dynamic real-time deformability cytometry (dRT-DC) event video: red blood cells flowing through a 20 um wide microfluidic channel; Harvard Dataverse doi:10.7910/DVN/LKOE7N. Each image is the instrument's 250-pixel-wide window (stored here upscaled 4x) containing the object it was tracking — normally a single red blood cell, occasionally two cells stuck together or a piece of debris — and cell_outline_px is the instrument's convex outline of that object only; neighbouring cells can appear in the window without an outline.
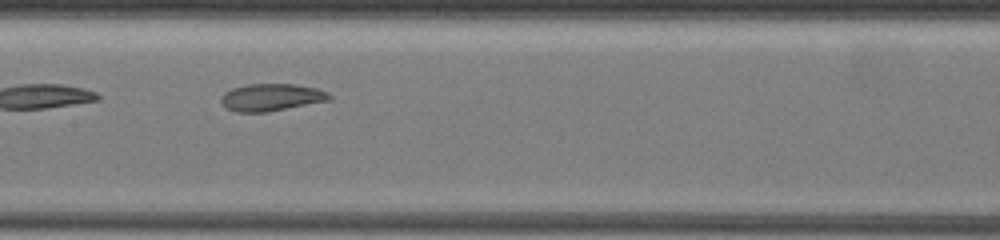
{"species": "common noctule bat (a hibernating species)", "species_latin": "Nyctalus noctula", "temperature_condition": "warm", "stored_images_in_passage": 24, "camera_frame_rate_fps": 3000, "um_per_image_px": 0.085, "animal": {"sex": "female", "body_mass_g": 19.5, "forearm_length_mm": 54.1}, "frame": {"image": 1, "passage_image": 10, "time_ms": 6.667, "image_size_px": [1000, 240], "cell_outline_px": [[332, 100], [268, 112], [236, 112], [228, 108], [220, 100], [220, 96], [224, 92], [232, 88], [248, 84], [296, 84], [316, 88], [328, 92], [332, 96]], "centroid_in_image_um": [23.09, 8.27], "position_along_channel_um": 184.3, "area_um2": 17.34}}
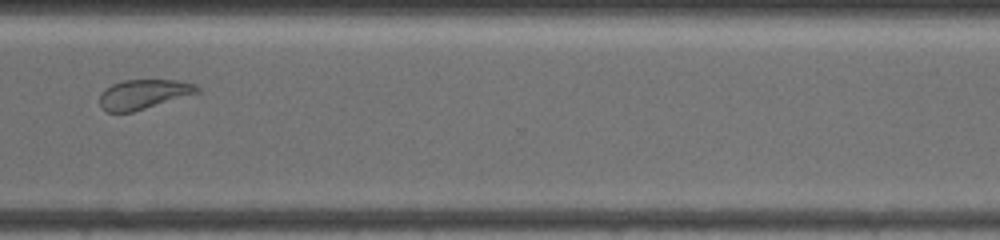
{"frame": {"image": 2, "passage_image": 17, "time_ms": 11.667, "image_size_px": [1000, 240], "cell_outline_px": [[200, 92], [132, 112], [108, 112], [100, 104], [100, 96], [104, 88], [112, 84], [124, 80], [176, 80], [196, 84], [200, 88]], "centroid_in_image_um": [12.21, 8.0], "position_along_channel_um": 358.4, "area_um2": 16.65}}
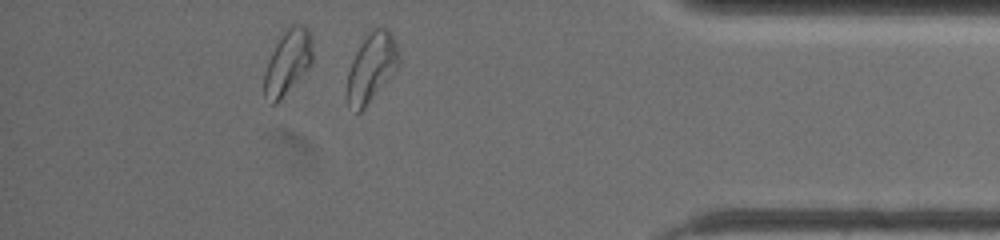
{"frame": {"image": 3, "passage_image": 19, "time_ms": 13.667, "image_size_px": [1000, 240], "cell_outline_px": [[400, 64], [392, 76], [364, 108], [360, 112], [356, 112], [348, 104], [344, 96], [348, 72], [352, 60], [356, 52], [368, 32], [376, 28], [388, 28], [400, 52]], "centroid_in_image_um": [31.57, 5.77], "position_along_channel_um": 403.6, "area_um2": 20.98}, "authors_computed_cell_mechanics": {"area_um2": 18.4671, "velocity_mm_per_s": 3.4729, "shape_relaxation_time_tau1_ms": 5.1708, "shape_relaxation_time_tau2_ms": 0.992, "deformation_change_tau1": 0.1669, "deformation_change_tau2": 0.0689}}